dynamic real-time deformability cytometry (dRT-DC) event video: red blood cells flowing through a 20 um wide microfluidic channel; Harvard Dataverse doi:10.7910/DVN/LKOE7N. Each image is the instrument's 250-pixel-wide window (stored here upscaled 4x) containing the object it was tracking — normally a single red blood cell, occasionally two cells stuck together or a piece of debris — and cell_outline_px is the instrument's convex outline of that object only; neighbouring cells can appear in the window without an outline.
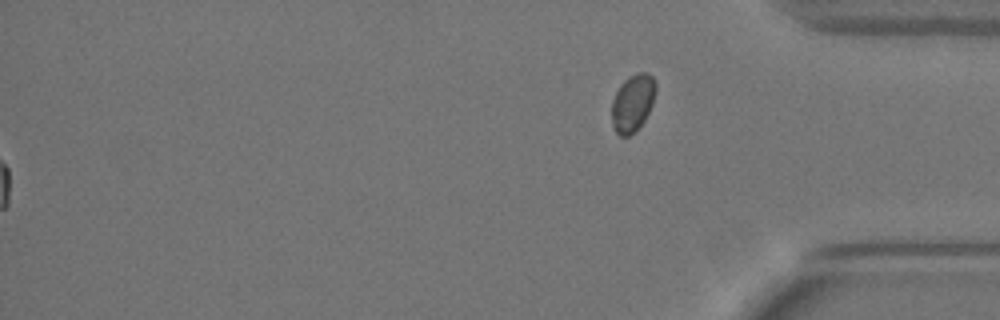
{"species": "Egyptian fruit bat (a non-hibernating species)", "species_latin": "Rousettus aegyptiacus", "temperature_condition": "warm", "stored_images_in_passage": 53, "segment_of_instrument_passage": [2, 2], "camera_frame_rate_fps": 3000, "um_per_image_px": 0.085, "animal": {"sex": "female"}, "frame": {"image": 1, "passage_image": 53, "time_ms": 17.333, "image_size_px": [1000, 320], "cell_outline_px": [[656, 92], [652, 104], [644, 120], [636, 132], [628, 136], [620, 136], [612, 128], [612, 100], [620, 84], [628, 76], [636, 72], [648, 72], [656, 80]], "centroid_in_image_um": [53.78, 8.73], "position_along_channel_um": 381.4, "area_um2": 14.97}}